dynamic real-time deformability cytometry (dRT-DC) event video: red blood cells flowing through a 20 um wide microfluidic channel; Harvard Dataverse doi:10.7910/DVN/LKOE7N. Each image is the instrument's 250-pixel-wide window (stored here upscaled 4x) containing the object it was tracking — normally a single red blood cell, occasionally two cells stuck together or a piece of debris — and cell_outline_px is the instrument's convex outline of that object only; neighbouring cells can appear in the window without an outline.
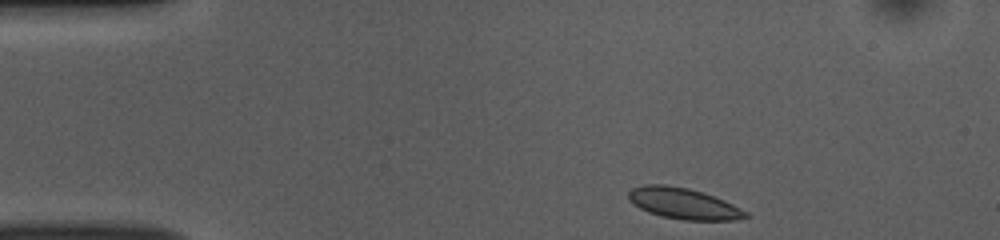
{"species": "common noctule bat (a hibernating species)", "species_latin": "Nyctalus noctula", "temperature_condition": "room temperature", "stored_images_in_passage": 45, "camera_frame_rate_fps": 3000, "um_per_image_px": 0.085, "animal": {"sex": "female", "body_mass_g": 10.0, "forearm_length_mm": 53.1}, "frame": {"image": 1, "passage_image": 1, "time_ms": 0.0, "image_size_px": [1000, 240], "cell_outline_px": [[752, 216], [732, 220], [684, 220], [660, 216], [648, 212], [632, 204], [628, 200], [628, 192], [632, 188], [644, 184], [664, 184], [688, 188], [704, 192], [724, 200], [748, 212]], "centroid_in_image_um": [58.08, 17.29], "position_along_channel_um": 26.9, "area_um2": 21.39}}
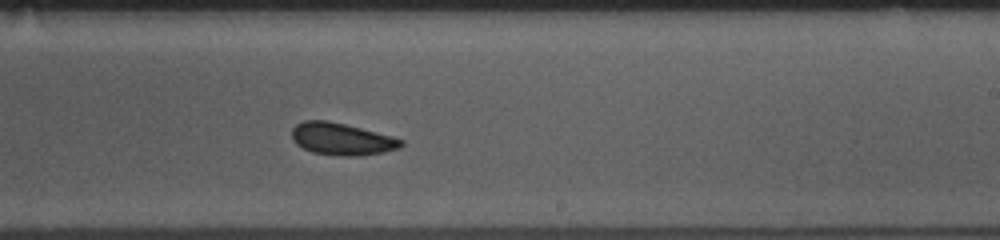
{"frame": {"image": 2, "passage_image": 24, "time_ms": 7.667, "image_size_px": [1000, 240], "cell_outline_px": [[404, 144], [400, 148], [384, 152], [356, 156], [340, 156], [312, 152], [296, 144], [292, 140], [292, 128], [296, 124], [304, 120], [328, 120], [392, 136], [404, 140]], "centroid_in_image_um": [29.04, 11.82], "position_along_channel_um": 260.0, "area_um2": 20.46}}
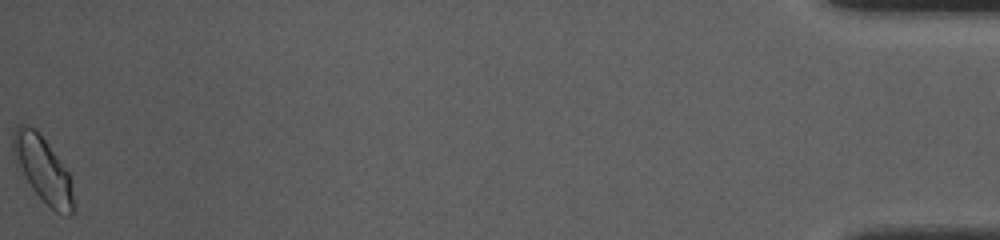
{"frame": {"image": 3, "passage_image": 45, "time_ms": 14.667, "image_size_px": [1000, 240], "cell_outline_px": [[76, 208], [68, 216], [64, 216], [56, 212], [32, 188], [16, 168], [12, 152], [12, 136], [16, 128], [20, 124], [24, 124], [36, 128], [68, 172]], "centroid_in_image_um": [3.62, 14.39], "position_along_channel_um": 431.6, "area_um2": 23.12}, "authors_computed_cell_mechanics": {"area_um2": 20.4612, "velocity_mm_per_s": 3.8272, "shape_relaxation_time_tau1_ms": 2.598, "shape_relaxation_time_tau2_ms": 8.4646, "deformation_change_tau1": 0.0792, "deformation_change_tau2": 0.0758}}